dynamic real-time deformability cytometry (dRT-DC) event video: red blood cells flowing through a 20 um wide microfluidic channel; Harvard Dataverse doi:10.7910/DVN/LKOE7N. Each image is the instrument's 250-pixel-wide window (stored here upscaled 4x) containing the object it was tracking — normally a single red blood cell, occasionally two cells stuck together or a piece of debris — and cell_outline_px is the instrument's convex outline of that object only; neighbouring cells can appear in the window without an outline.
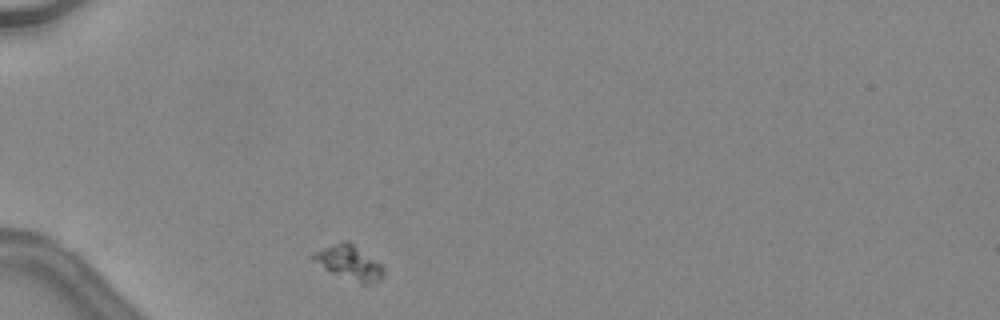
{"species": "common noctule bat (a hibernating species)", "species_latin": "Nyctalus noctula", "temperature_condition": "warm", "stored_images_in_passage": 36, "camera_frame_rate_fps": 3000, "um_per_image_px": 0.085, "animal": {"sex": "female", "body_mass_g": 24.6, "forearm_length_mm": 56.2}, "frame": {"image": 1, "passage_image": 1, "time_ms": 0.0, "image_size_px": [1000, 320], "cell_outline_px": [[384, 276], [380, 280], [372, 284], [364, 284], [328, 272], [312, 260], [308, 256], [312, 252], [344, 240], [348, 240], [380, 264], [384, 268]], "centroid_in_image_um": [29.64, 22.33], "position_along_channel_um": 55.4, "area_um2": 14.16}}